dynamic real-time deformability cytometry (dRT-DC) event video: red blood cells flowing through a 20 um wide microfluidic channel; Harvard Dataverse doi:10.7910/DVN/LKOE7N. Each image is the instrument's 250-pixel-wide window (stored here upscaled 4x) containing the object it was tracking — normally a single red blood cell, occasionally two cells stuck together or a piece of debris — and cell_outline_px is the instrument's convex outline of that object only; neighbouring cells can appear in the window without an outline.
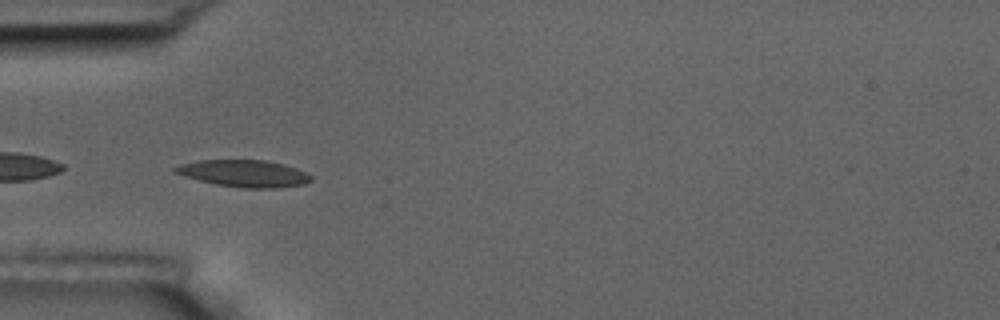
{"species": "common noctule bat (a hibernating species)", "species_latin": "Nyctalus noctula", "temperature_condition": "room temperature", "stored_images_in_passage": 5, "camera_frame_rate_fps": 3000, "um_per_image_px": 0.085, "animal": {"sex": "male", "body_mass_g": 17.5, "forearm_length_mm": 52.3}, "frame": {"image": 1, "passage_image": 4, "time_ms": 4.333, "image_size_px": [1000, 320], "cell_outline_px": [[312, 180], [304, 184], [276, 188], [244, 188], [216, 184], [184, 176], [172, 172], [172, 168], [180, 164], [196, 160], [264, 160], [284, 164], [296, 168], [312, 176]], "centroid_in_image_um": [20.72, 14.74], "position_along_channel_um": 64.3, "area_um2": 21.33}}